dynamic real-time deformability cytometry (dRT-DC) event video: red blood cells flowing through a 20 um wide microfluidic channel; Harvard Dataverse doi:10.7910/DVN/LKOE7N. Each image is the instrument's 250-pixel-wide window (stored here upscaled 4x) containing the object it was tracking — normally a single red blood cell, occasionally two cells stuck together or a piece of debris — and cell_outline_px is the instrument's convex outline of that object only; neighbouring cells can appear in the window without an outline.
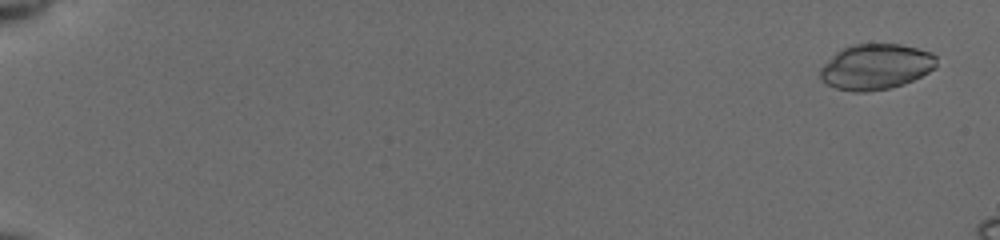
{"species": "common noctule bat (a hibernating species)", "species_latin": "Nyctalus noctula", "temperature_condition": "cold", "stored_images_in_passage": 13, "camera_frame_rate_fps": 3000, "um_per_image_px": 0.085, "animal": {"sex": "female", "body_mass_g": 19.5, "forearm_length_mm": 54.1}, "frame": {"image": 1, "passage_image": 3, "time_ms": 0.667, "image_size_px": [1000, 240], "cell_outline_px": [[936, 68], [904, 84], [888, 88], [864, 92], [852, 92], [836, 88], [820, 80], [820, 68], [840, 48], [856, 44], [900, 44], [932, 52], [936, 56]], "centroid_in_image_um": [74.44, 5.67], "position_along_channel_um": 10.6, "area_um2": 30.87}}